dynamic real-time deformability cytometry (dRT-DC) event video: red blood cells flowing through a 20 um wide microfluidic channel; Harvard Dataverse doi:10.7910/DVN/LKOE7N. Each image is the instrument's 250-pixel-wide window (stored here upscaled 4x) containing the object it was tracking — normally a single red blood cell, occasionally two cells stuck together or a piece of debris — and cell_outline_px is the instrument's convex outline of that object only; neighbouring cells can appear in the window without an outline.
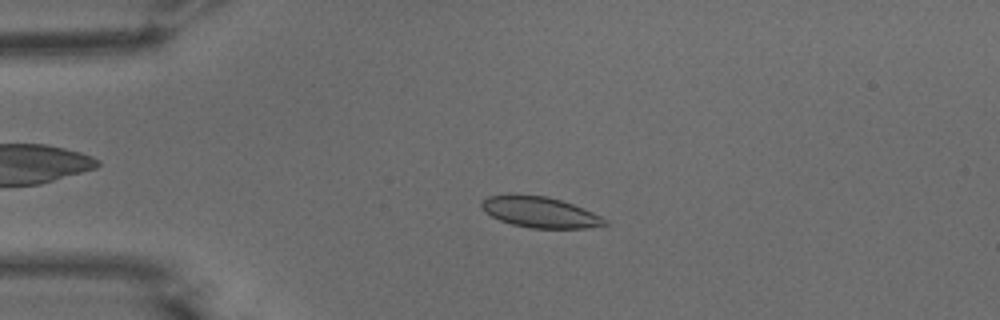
{"species": "common noctule bat (a hibernating species)", "species_latin": "Nyctalus noctula", "temperature_condition": "warm", "stored_images_in_passage": 53, "camera_frame_rate_fps": 3000, "um_per_image_px": 0.085, "animal": {"sex": "male", "body_mass_g": 15.6}, "frame": {"image": 1, "passage_image": 12, "time_ms": 3.667, "image_size_px": [1000, 320], "cell_outline_px": [[608, 224], [588, 228], [532, 228], [512, 224], [500, 220], [484, 212], [480, 204], [488, 196], [508, 192], [512, 192], [548, 196], [572, 204], [592, 212], [608, 220]], "centroid_in_image_um": [45.84, 18.0], "position_along_channel_um": 39.2, "area_um2": 22.48}}
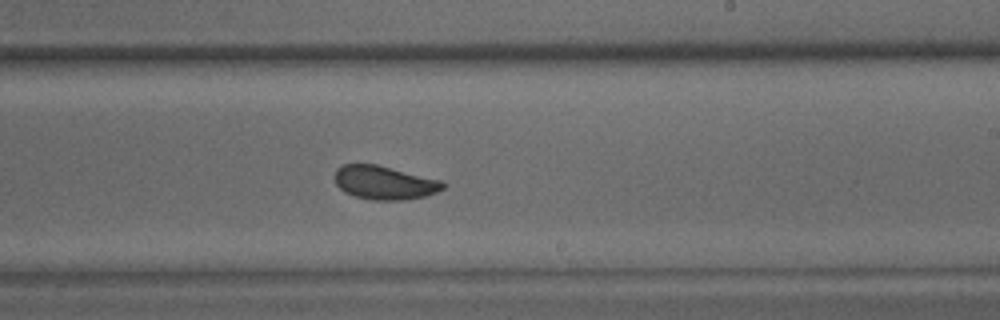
{"frame": {"image": 2, "passage_image": 32, "time_ms": 10.333, "image_size_px": [1000, 320], "cell_outline_px": [[448, 184], [444, 188], [436, 192], [424, 196], [404, 200], [372, 200], [356, 196], [344, 192], [336, 184], [336, 168], [344, 164], [376, 164], [440, 180]], "centroid_in_image_um": [32.68, 15.53], "position_along_channel_um": 256.3, "area_um2": 21.04}}
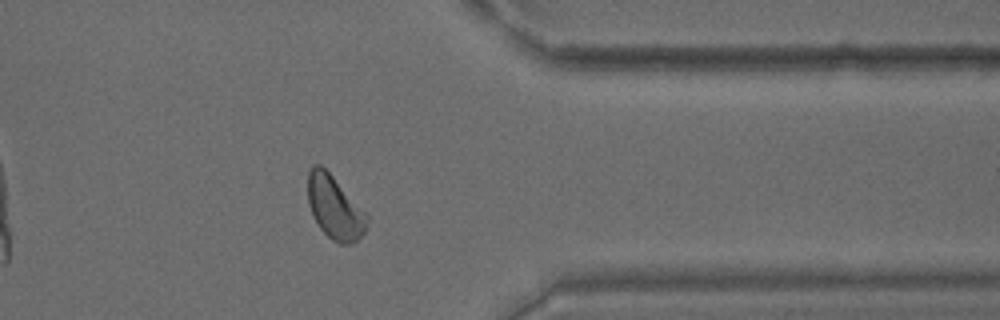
{"frame": {"image": 3, "passage_image": 43, "time_ms": 14.0, "image_size_px": [1000, 320], "cell_outline_px": [[368, 228], [352, 244], [340, 244], [332, 240], [320, 228], [312, 216], [308, 204], [308, 172], [312, 164], [320, 164], [368, 212]], "centroid_in_image_um": [28.47, 17.64], "position_along_channel_um": 382.9, "area_um2": 22.08}, "authors_computed_cell_mechanics": {"area_um2": 21.964, "velocity_mm_per_s": 3.7325, "shape_relaxation_time_tau1_ms": 2.678, "shape_relaxation_time_tau2_ms": 1.0866, "deformation_change_tau1": 0.0969, "deformation_change_tau2": 0.0529}}